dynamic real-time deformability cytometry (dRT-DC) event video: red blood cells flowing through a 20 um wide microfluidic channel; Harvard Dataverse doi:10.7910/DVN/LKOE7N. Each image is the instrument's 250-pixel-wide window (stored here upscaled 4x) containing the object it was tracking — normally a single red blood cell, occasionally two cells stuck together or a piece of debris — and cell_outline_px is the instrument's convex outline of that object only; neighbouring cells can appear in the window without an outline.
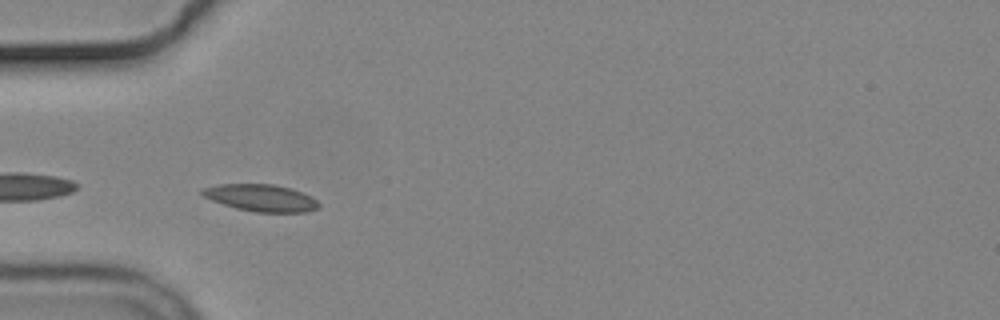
{"species": "common noctule bat (a hibernating species)", "species_latin": "Nyctalus noctula", "temperature_condition": "cold", "stored_images_in_passage": 5, "camera_frame_rate_fps": 3000, "um_per_image_px": 0.085, "animal": {"sex": "male", "body_mass_g": 19.2, "forearm_length_mm": 51.8}, "frame": {"image": 1, "passage_image": 4, "time_ms": 4.333, "image_size_px": [1000, 320], "cell_outline_px": [[320, 208], [308, 212], [256, 212], [236, 208], [212, 200], [204, 196], [200, 192], [204, 188], [220, 184], [276, 184], [292, 188], [312, 196], [320, 204]], "centroid_in_image_um": [22.26, 16.82], "position_along_channel_um": 62.7, "area_um2": 18.38}}
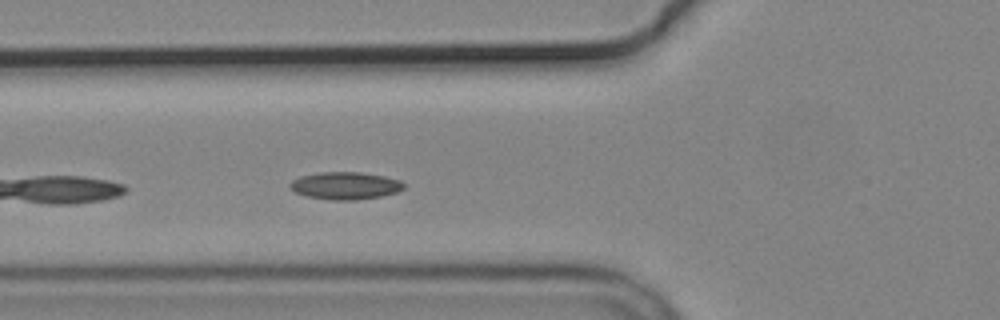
{"frame": {"image": 2, "passage_image": 5, "time_ms": 5.333, "image_size_px": [1000, 320], "cell_outline_px": [[404, 188], [396, 192], [380, 196], [356, 200], [332, 200], [308, 196], [296, 192], [288, 184], [292, 180], [300, 176], [320, 172], [360, 172], [384, 176], [400, 180], [404, 184]], "centroid_in_image_um": [29.35, 15.77], "position_along_channel_um": 96.5, "area_um2": 18.03}}